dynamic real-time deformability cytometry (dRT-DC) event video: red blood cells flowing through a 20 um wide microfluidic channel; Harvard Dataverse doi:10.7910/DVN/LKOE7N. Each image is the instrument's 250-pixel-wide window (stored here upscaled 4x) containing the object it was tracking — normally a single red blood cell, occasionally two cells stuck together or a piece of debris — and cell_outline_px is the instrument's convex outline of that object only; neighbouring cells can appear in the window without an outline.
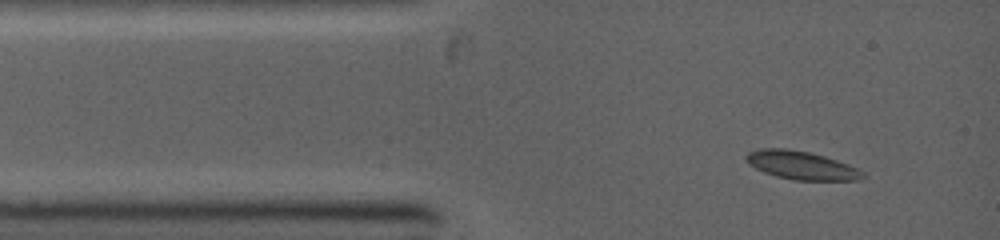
{"species": "common noctule bat (a hibernating species)", "species_latin": "Nyctalus noctula", "temperature_condition": "warm", "stored_images_in_passage": 2, "camera_frame_rate_fps": 5000, "um_per_image_px": 0.085, "animal": {"sex": "female", "body_mass_g": 19.0, "forearm_length_mm": 53.3}, "frame": {"image": 1, "passage_image": 1, "time_ms": 0.0, "image_size_px": [1000, 240], "cell_outline_px": [[864, 176], [860, 180], [792, 180], [776, 176], [764, 172], [748, 164], [744, 160], [744, 156], [748, 152], [760, 148], [788, 148], [808, 152], [824, 156], [848, 164], [864, 172]], "centroid_in_image_um": [68.07, 14.04], "position_along_channel_um": 16.9, "area_um2": 19.31}}